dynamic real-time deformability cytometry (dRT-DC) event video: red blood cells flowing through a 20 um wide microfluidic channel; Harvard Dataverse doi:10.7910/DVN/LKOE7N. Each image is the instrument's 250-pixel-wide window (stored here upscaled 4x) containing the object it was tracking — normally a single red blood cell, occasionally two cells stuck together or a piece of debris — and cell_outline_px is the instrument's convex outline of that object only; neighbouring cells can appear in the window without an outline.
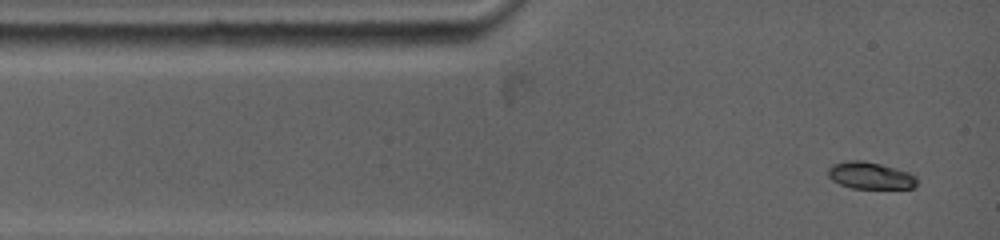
{"species": "common noctule bat (a hibernating species)", "species_latin": "Nyctalus noctula", "temperature_condition": "warm", "stored_images_in_passage": 6, "camera_frame_rate_fps": 5000, "um_per_image_px": 0.085, "animal": {"sex": "female", "body_mass_g": 19.0, "forearm_length_mm": 53.3}, "frame": {"image": 1, "passage_image": 1, "time_ms": 0.0, "image_size_px": [1000, 240], "cell_outline_px": [[916, 188], [852, 188], [840, 184], [832, 180], [828, 176], [828, 168], [832, 164], [848, 160], [864, 160], [896, 168], [908, 172], [916, 176]], "centroid_in_image_um": [73.96, 14.91], "position_along_channel_um": 11.0, "area_um2": 13.99}}
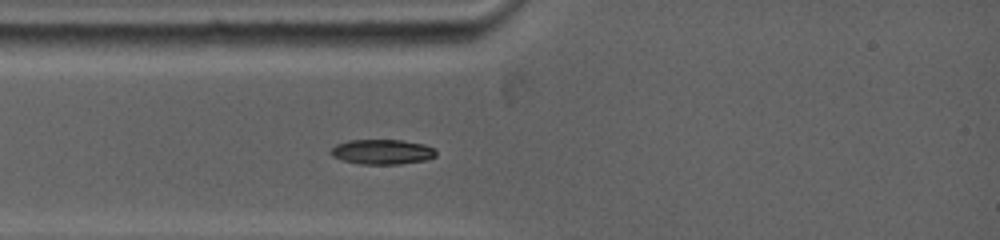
{"frame": {"image": 2, "passage_image": 4, "time_ms": 2.0, "image_size_px": [1000, 240], "cell_outline_px": [[436, 156], [424, 160], [400, 164], [360, 164], [340, 160], [332, 156], [328, 152], [336, 144], [348, 140], [404, 140], [424, 144], [436, 148]], "centroid_in_image_um": [32.47, 12.9], "position_along_channel_um": 52.5, "area_um2": 15.49}}
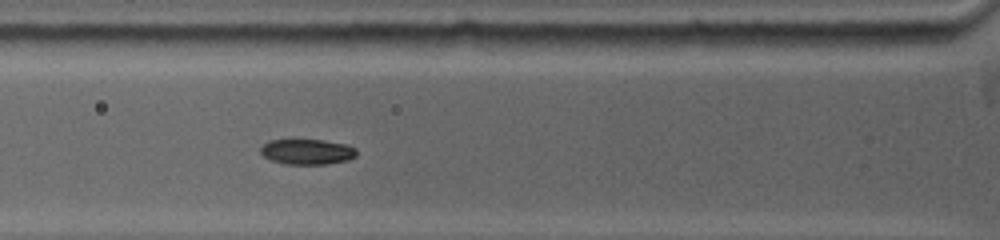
{"frame": {"image": 3, "passage_image": 6, "time_ms": 3.2, "image_size_px": [1000, 240], "cell_outline_px": [[356, 156], [348, 160], [328, 164], [284, 164], [268, 160], [260, 152], [260, 148], [268, 140], [324, 140], [348, 144], [356, 148]], "centroid_in_image_um": [26.11, 12.9], "position_along_channel_um": 99.7, "area_um2": 14.39}}